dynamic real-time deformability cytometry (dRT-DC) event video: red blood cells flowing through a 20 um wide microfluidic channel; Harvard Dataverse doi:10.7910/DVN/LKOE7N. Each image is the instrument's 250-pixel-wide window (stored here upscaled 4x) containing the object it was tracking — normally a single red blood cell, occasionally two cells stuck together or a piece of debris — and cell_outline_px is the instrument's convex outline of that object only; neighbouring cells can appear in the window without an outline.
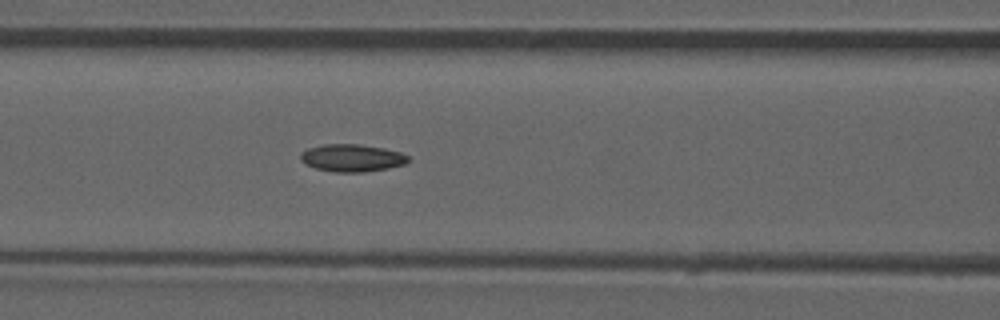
{"species": "common noctule bat (a hibernating species)", "species_latin": "Nyctalus noctula", "temperature_condition": "room temperature", "stored_images_in_passage": 51, "camera_frame_rate_fps": 3000, "um_per_image_px": 0.085, "animal": {"sex": "male", "forearm_length_mm": 52.5}, "frame": {"image": 1, "passage_image": 22, "time_ms": 7.0, "image_size_px": [1000, 320], "cell_outline_px": [[412, 160], [404, 164], [388, 168], [360, 172], [332, 172], [316, 168], [300, 160], [300, 152], [308, 148], [324, 144], [356, 144], [384, 148], [400, 152], [408, 156]], "centroid_in_image_um": [29.92, 13.42], "position_along_channel_um": 136.7, "area_um2": 17.17}, "authors_computed_cell_mechanics": {"area_um2": 16.762, "velocity_mm_per_s": 3.9147, "shape_relaxation_time_tau1_ms": null, "shape_relaxation_time_tau2_ms": 4.248, "deformation_change_tau1": null, "deformation_change_tau2": 0.0883}}